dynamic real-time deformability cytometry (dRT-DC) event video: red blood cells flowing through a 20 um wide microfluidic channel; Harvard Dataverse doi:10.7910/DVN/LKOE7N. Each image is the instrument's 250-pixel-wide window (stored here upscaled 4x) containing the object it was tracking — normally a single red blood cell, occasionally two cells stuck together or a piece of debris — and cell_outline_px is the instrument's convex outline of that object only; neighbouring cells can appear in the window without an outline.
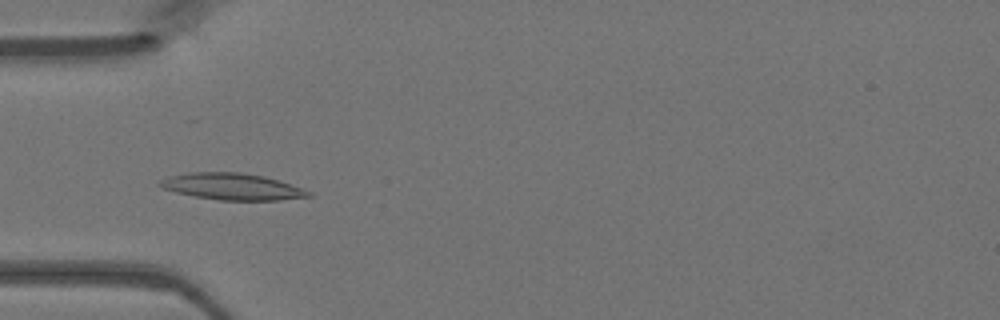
{"species": "Egyptian fruit bat (a non-hibernating species)", "species_latin": "Rousettus aegyptiacus", "temperature_condition": "warm", "stored_images_in_passage": 47, "camera_frame_rate_fps": 3000, "um_per_image_px": 0.085, "animal": {"sex": "female"}, "frame": {"image": 1, "passage_image": 14, "time_ms": 4.333, "image_size_px": [1000, 320], "cell_outline_px": [[312, 196], [280, 200], [220, 200], [196, 196], [176, 192], [164, 188], [156, 184], [160, 180], [168, 176], [188, 172], [240, 172], [264, 176], [312, 192]], "centroid_in_image_um": [19.69, 15.85], "position_along_channel_um": 65.3, "area_um2": 22.77}}
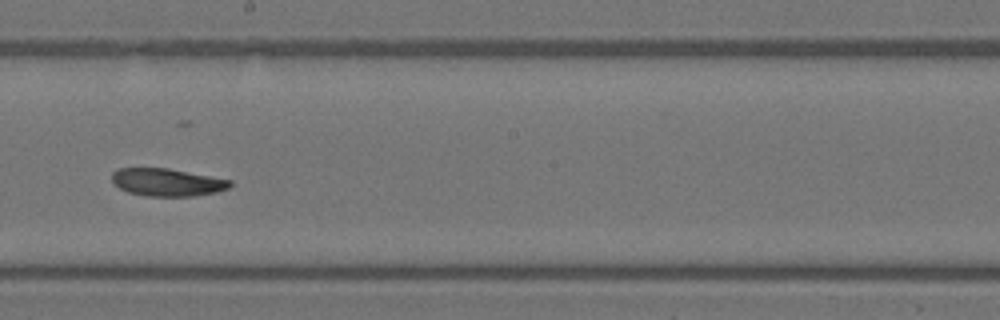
{"frame": {"image": 2, "passage_image": 26, "time_ms": 8.333, "image_size_px": [1000, 320], "cell_outline_px": [[232, 184], [228, 188], [216, 192], [192, 196], [148, 196], [128, 192], [120, 188], [112, 180], [112, 172], [120, 168], [168, 168], [232, 180]], "centroid_in_image_um": [14.22, 15.49], "position_along_channel_um": 234.0, "area_um2": 18.9}}
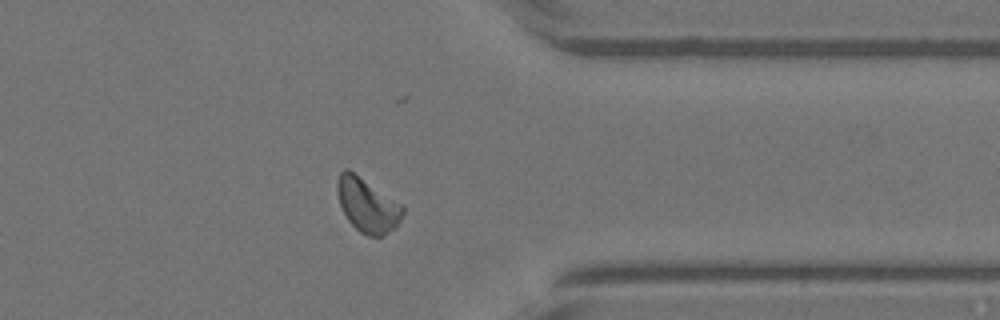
{"frame": {"image": 3, "passage_image": 37, "time_ms": 12.0, "image_size_px": [1000, 320], "cell_outline_px": [[404, 212], [396, 228], [384, 236], [368, 236], [360, 232], [348, 220], [340, 204], [336, 188], [336, 180], [340, 172], [344, 168], [348, 168], [404, 204]], "centroid_in_image_um": [31.25, 17.41], "position_along_channel_um": 380.1, "area_um2": 21.04}}